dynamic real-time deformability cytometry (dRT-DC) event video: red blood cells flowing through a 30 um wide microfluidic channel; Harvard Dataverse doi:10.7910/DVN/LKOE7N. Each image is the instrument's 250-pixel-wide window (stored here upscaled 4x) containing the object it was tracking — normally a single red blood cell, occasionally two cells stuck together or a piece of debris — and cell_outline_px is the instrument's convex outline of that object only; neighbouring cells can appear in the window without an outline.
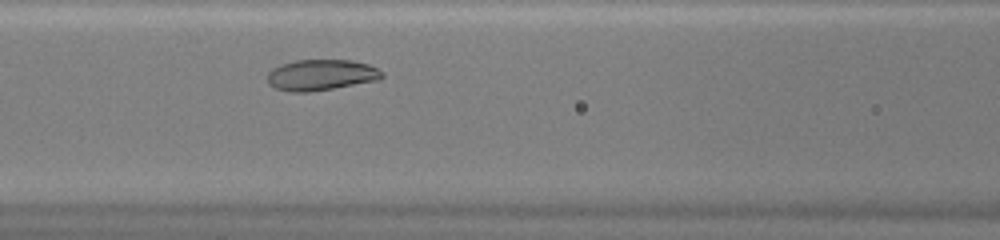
{"species": "common noctule bat (a hibernating species)", "species_latin": "Nyctalus noctula", "temperature_condition": "warm", "stored_images_in_passage": 26, "camera_frame_rate_fps": 3000, "um_per_image_px": 0.085, "animal": {"sex": "female", "body_mass_g": 20.0, "forearm_length_mm": 54.0}, "frame": {"image": 1, "passage_image": 8, "time_ms": 2.333, "image_size_px": [1000, 240], "cell_outline_px": [[384, 76], [380, 80], [308, 92], [288, 92], [276, 88], [268, 84], [268, 72], [272, 68], [296, 60], [352, 60], [368, 64], [384, 72]], "centroid_in_image_um": [27.31, 6.37], "position_along_channel_um": 139.3, "area_um2": 20.63}}
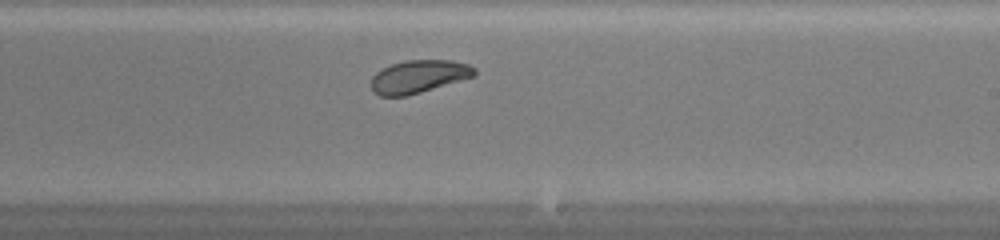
{"frame": {"image": 2, "passage_image": 16, "time_ms": 5.0, "image_size_px": [1000, 240], "cell_outline_px": [[476, 76], [420, 92], [404, 96], [380, 96], [372, 92], [372, 76], [380, 68], [392, 64], [408, 60], [452, 60], [468, 64], [476, 68]], "centroid_in_image_um": [35.59, 6.5], "position_along_channel_um": 253.4, "area_um2": 19.83}}
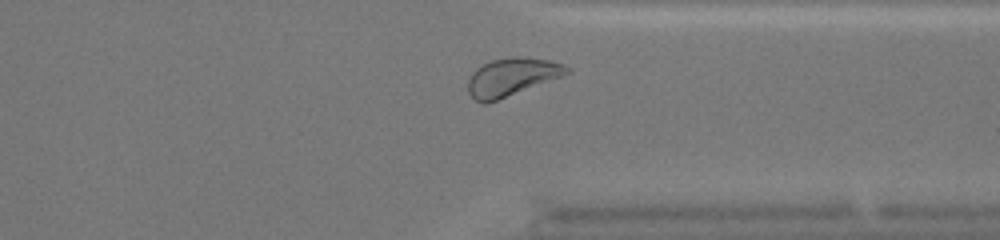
{"frame": {"image": 3, "passage_image": 24, "time_ms": 7.667, "image_size_px": [1000, 240], "cell_outline_px": [[572, 72], [496, 100], [484, 104], [476, 100], [468, 92], [468, 80], [472, 72], [476, 68], [492, 60], [512, 56], [524, 56], [548, 60], [564, 64], [572, 68]], "centroid_in_image_um": [43.51, 6.51], "position_along_channel_um": 367.9, "area_um2": 21.62}, "authors_computed_cell_mechanics": {"area_um2": 20.6346, "velocity_mm_per_s": 4.2922, "shape_relaxation_time_tau1_ms": 2.2489, "shape_relaxation_time_tau2_ms": null, "deformation_change_tau1": 0.0911, "deformation_change_tau2": null}}